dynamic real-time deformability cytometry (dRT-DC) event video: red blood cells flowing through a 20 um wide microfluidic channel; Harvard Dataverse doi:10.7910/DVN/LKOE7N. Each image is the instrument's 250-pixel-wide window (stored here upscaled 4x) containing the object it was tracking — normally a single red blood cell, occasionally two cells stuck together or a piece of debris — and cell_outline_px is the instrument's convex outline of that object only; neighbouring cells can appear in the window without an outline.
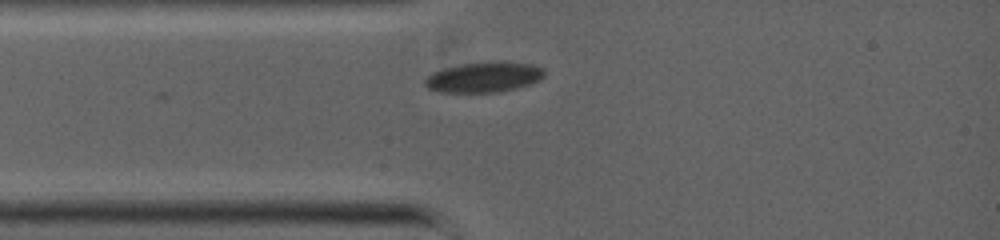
{"species": "common noctule bat (a hibernating species)", "species_latin": "Nyctalus noctula", "temperature_condition": "warm", "stored_images_in_passage": 3, "camera_frame_rate_fps": 5000, "um_per_image_px": 0.085, "animal": {"sex": "female", "body_mass_g": 19.0, "forearm_length_mm": 53.3}, "frame": {"image": 1, "passage_image": 1, "time_ms": 0.0, "image_size_px": [1000, 240], "cell_outline_px": [[544, 76], [540, 80], [516, 88], [500, 92], [440, 92], [428, 88], [424, 84], [424, 80], [432, 72], [444, 68], [460, 64], [488, 60], [500, 60], [532, 64], [544, 68]], "centroid_in_image_um": [41.14, 6.53], "position_along_channel_um": 43.9, "area_um2": 21.5}}